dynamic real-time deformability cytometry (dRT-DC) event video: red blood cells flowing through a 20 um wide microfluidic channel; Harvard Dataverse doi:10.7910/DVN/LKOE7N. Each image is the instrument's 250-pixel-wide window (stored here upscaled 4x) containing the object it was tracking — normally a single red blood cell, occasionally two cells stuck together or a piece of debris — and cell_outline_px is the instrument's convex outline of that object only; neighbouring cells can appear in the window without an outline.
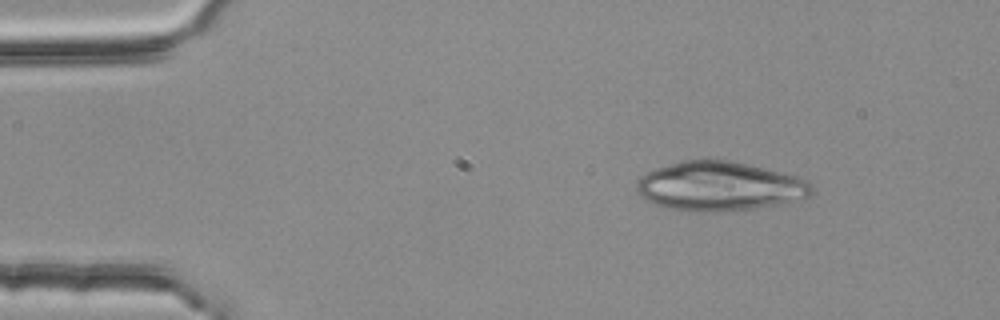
{"species": "common noctule bat (a hibernating species)", "species_latin": "Nyctalus noctula", "temperature_condition": "room temperature", "stored_images_in_passage": 2, "camera_frame_rate_fps": 3000, "um_per_image_px": 0.085, "animal": {"sex": "female", "body_mass_g": 25.1}, "frame": {"image": 1, "passage_image": 1, "time_ms": 0.0, "image_size_px": [1000, 320], "cell_outline_px": [[816, 192], [812, 196], [780, 204], [756, 208], [724, 212], [700, 212], [668, 208], [656, 204], [640, 196], [636, 188], [636, 184], [640, 176], [656, 168], [684, 160], [732, 160], [796, 176], [808, 180], [816, 188]], "centroid_in_image_um": [61.22, 15.84], "position_along_channel_um": 23.8, "area_um2": 50.46}}